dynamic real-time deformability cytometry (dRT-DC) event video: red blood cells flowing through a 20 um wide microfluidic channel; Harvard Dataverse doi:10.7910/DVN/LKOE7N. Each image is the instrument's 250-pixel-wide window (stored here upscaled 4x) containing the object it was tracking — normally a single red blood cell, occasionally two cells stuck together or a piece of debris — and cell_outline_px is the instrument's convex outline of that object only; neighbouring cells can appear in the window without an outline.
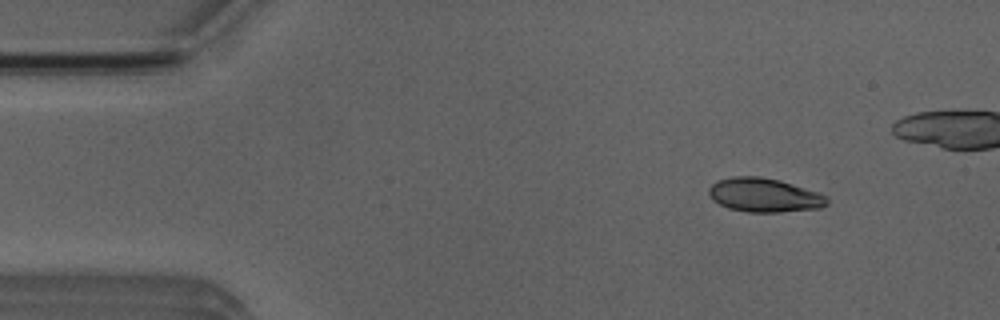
{"species": "Egyptian fruit bat (a non-hibernating species)", "species_latin": "Rousettus aegyptiacus", "temperature_condition": "room temperature", "stored_images_in_passage": 5, "camera_frame_rate_fps": 3000, "um_per_image_px": 0.085, "animal": {"sex": "male"}, "frame": {"image": 1, "passage_image": 2, "time_ms": 1.0, "image_size_px": [1000, 320], "cell_outline_px": [[828, 204], [820, 208], [780, 212], [748, 212], [728, 208], [712, 200], [708, 192], [708, 188], [716, 180], [732, 176], [760, 176], [780, 180], [820, 192], [828, 200]], "centroid_in_image_um": [64.94, 16.57], "position_along_channel_um": 20.1, "area_um2": 23.58}}